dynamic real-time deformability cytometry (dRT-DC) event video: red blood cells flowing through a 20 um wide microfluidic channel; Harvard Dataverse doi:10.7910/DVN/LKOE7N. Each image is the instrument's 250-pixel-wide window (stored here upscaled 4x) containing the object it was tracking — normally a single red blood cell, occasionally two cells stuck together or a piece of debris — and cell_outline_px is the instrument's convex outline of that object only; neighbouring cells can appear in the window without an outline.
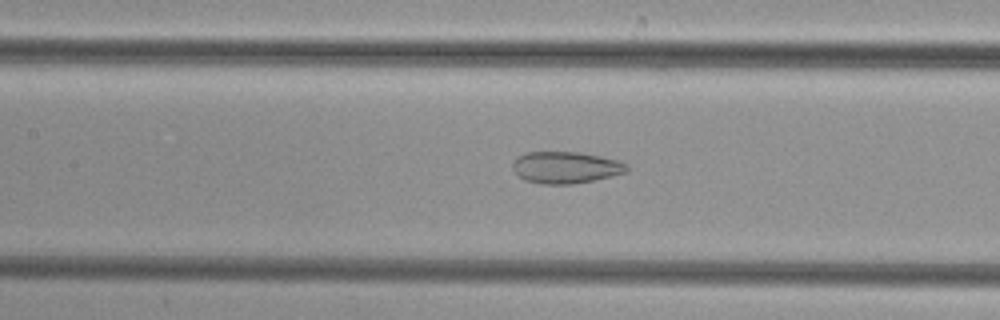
{"species": "common noctule bat (a hibernating species)", "species_latin": "Nyctalus noctula", "temperature_condition": "cold", "stored_images_in_passage": 43, "camera_frame_rate_fps": 3000, "um_per_image_px": 0.085, "animal": {"sex": "female", "body_mass_g": 29.2, "forearm_length_mm": 56.3}, "frame": {"image": 1, "passage_image": 20, "time_ms": 6.333, "image_size_px": [1000, 320], "cell_outline_px": [[628, 172], [612, 176], [572, 184], [540, 184], [524, 180], [512, 168], [512, 160], [516, 156], [524, 152], [580, 152], [620, 160], [628, 164]], "centroid_in_image_um": [48.08, 14.22], "position_along_channel_um": 159.3, "area_um2": 21.39}}
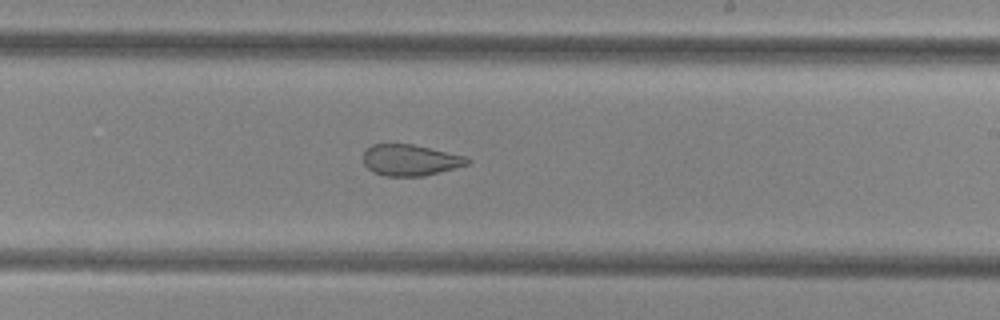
{"frame": {"image": 2, "passage_image": 27, "time_ms": 8.667, "image_size_px": [1000, 320], "cell_outline_px": [[472, 160], [468, 164], [424, 176], [384, 176], [368, 168], [364, 164], [364, 152], [372, 144], [412, 144], [464, 156]], "centroid_in_image_um": [34.86, 13.61], "position_along_channel_um": 254.1, "area_um2": 18.61}}
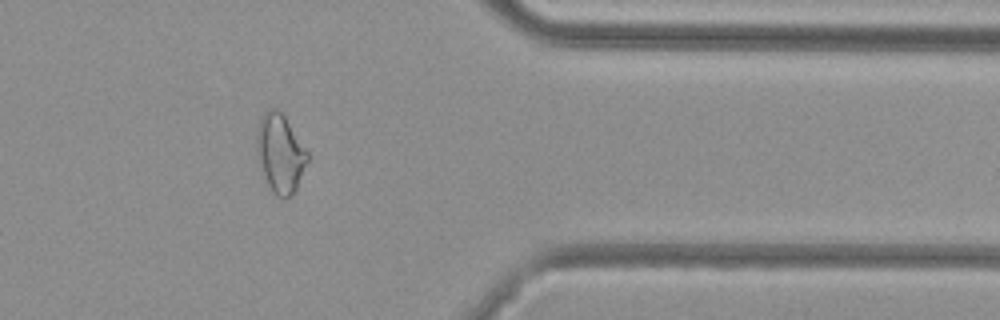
{"frame": {"image": 3, "passage_image": 38, "time_ms": 12.333, "image_size_px": [1000, 320], "cell_outline_px": [[312, 156], [292, 196], [284, 200], [280, 200], [272, 192], [260, 172], [256, 156], [256, 136], [260, 120], [264, 112], [268, 108], [276, 108], [284, 116]], "centroid_in_image_um": [23.82, 13.1], "position_along_channel_um": 387.6, "area_um2": 24.04}}